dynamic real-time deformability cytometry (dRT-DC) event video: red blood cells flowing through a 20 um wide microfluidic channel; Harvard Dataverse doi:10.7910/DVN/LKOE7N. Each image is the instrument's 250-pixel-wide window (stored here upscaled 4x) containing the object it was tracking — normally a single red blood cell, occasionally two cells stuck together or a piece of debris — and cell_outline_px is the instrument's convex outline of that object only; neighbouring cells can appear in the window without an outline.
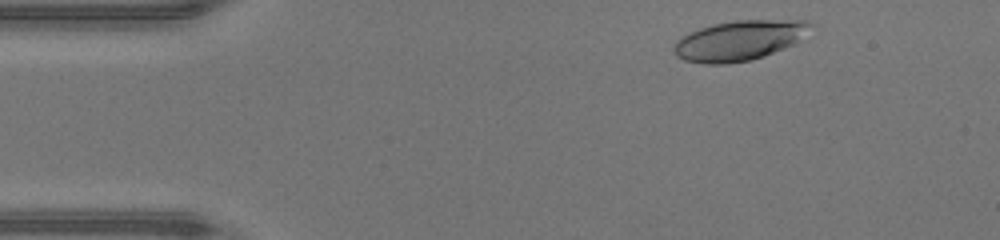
{"species": "human", "species_latin": "Homo sapiens", "temperature_condition": "warm", "stored_images_in_passage": 43, "camera_frame_rate_fps": 3000, "um_per_image_px": 0.085, "donor": {"sex": "male"}, "frame": {"image": 1, "passage_image": 3, "time_ms": 0.667, "image_size_px": [1000, 240], "cell_outline_px": [[816, 24], [792, 44], [784, 48], [764, 56], [748, 60], [724, 64], [704, 64], [684, 60], [676, 56], [672, 48], [676, 40], [700, 28], [712, 24], [736, 20], [808, 20]], "centroid_in_image_um": [62.82, 3.43], "position_along_channel_um": 22.2, "area_um2": 31.67}}
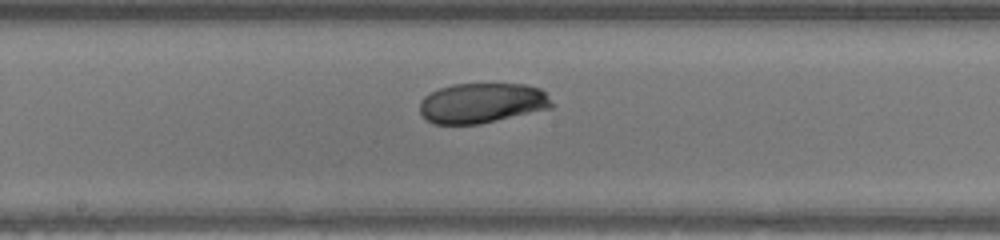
{"frame": {"image": 2, "passage_image": 21, "time_ms": 6.667, "image_size_px": [1000, 240], "cell_outline_px": [[552, 108], [480, 124], [432, 124], [424, 120], [420, 112], [420, 100], [424, 96], [440, 88], [452, 84], [528, 84], [540, 88], [544, 92], [552, 104]], "centroid_in_image_um": [40.93, 8.76], "position_along_channel_um": 207.3, "area_um2": 30.98}}
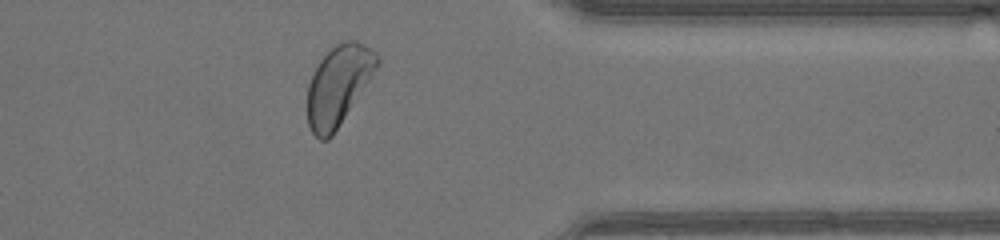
{"frame": {"image": 3, "passage_image": 34, "time_ms": 11.0, "image_size_px": [1000, 240], "cell_outline_px": [[380, 60], [376, 68], [332, 136], [328, 140], [320, 140], [312, 132], [308, 124], [308, 84], [320, 60], [336, 44], [348, 40], [356, 40], [364, 44], [376, 52]], "centroid_in_image_um": [28.75, 7.24], "position_along_channel_um": 382.6, "area_um2": 31.5}, "authors_computed_cell_mechanics": {"area_um2": 31.6744, "velocity_mm_per_s": 4.3836, "shape_relaxation_time_tau1_ms": 4.0098, "shape_relaxation_time_tau2_ms": null, "deformation_change_tau1": 0.1589, "deformation_change_tau2": null}}